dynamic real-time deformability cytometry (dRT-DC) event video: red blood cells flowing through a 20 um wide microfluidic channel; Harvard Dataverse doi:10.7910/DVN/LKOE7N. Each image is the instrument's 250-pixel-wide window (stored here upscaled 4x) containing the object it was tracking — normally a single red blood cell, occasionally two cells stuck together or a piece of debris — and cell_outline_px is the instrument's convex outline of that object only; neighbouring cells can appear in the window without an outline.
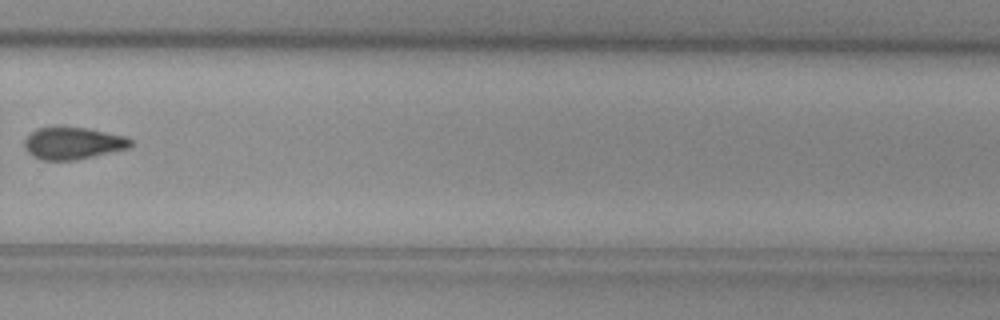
{"species": "common noctule bat (a hibernating species)", "species_latin": "Nyctalus noctula", "temperature_condition": "cold", "stored_images_in_passage": 11, "camera_frame_rate_fps": 3000, "um_per_image_px": 0.085, "animal": {"sex": "female", "body_mass_g": 29.2, "forearm_length_mm": 56.3}, "frame": {"image": 1, "passage_image": 11, "time_ms": 12.667, "image_size_px": [1000, 320], "cell_outline_px": [[132, 144], [128, 148], [76, 160], [40, 160], [32, 156], [24, 148], [24, 140], [36, 128], [84, 128], [124, 136], [132, 140]], "centroid_in_image_um": [6.16, 12.2], "position_along_channel_um": 323.6, "area_um2": 19.48}}